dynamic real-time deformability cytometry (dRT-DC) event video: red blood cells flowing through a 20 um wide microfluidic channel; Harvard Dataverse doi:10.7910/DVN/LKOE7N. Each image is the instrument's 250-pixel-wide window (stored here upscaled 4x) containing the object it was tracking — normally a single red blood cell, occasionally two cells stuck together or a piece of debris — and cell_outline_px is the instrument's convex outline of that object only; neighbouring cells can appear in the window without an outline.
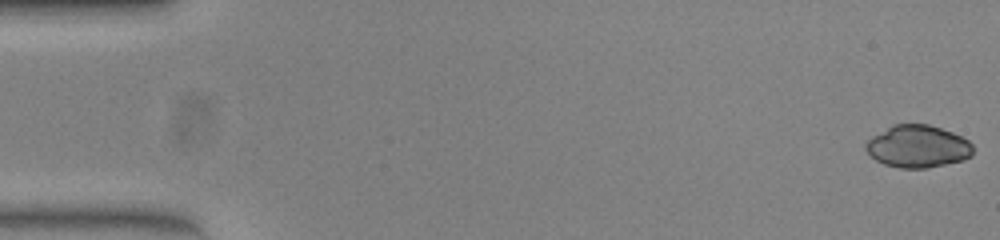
{"species": "common noctule bat (a hibernating species)", "species_latin": "Nyctalus noctula", "temperature_condition": "warm", "stored_images_in_passage": 53, "camera_frame_rate_fps": 3000, "um_per_image_px": 0.085, "animal": {"sex": "female", "body_mass_g": 23.0, "forearm_length_mm": 53.4}, "frame": {"image": 1, "passage_image": 1, "time_ms": 0.0, "image_size_px": [1000, 240], "cell_outline_px": [[972, 156], [964, 160], [928, 168], [900, 168], [884, 164], [876, 160], [864, 148], [864, 144], [872, 136], [892, 124], [928, 124], [952, 132], [968, 140], [972, 144]], "centroid_in_image_um": [78.0, 12.45], "position_along_channel_um": 7.0, "area_um2": 26.53}}
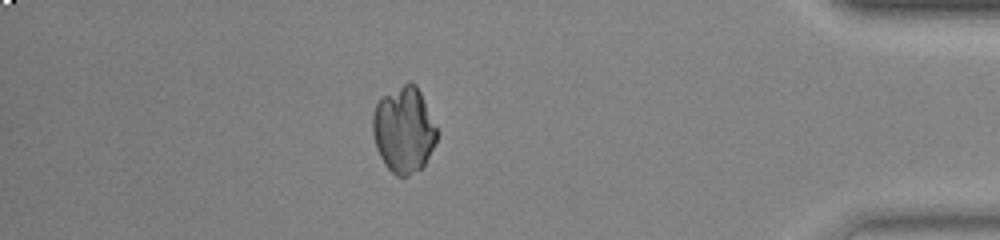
{"frame": {"image": 2, "passage_image": 46, "time_ms": 15.0, "image_size_px": [1000, 240], "cell_outline_px": [[436, 140], [424, 164], [420, 168], [408, 176], [396, 176], [384, 164], [376, 148], [372, 132], [372, 116], [376, 104], [380, 96], [408, 80], [416, 84], [420, 92], [436, 128]], "centroid_in_image_um": [34.27, 11.0], "position_along_channel_um": 400.9, "area_um2": 32.08}}
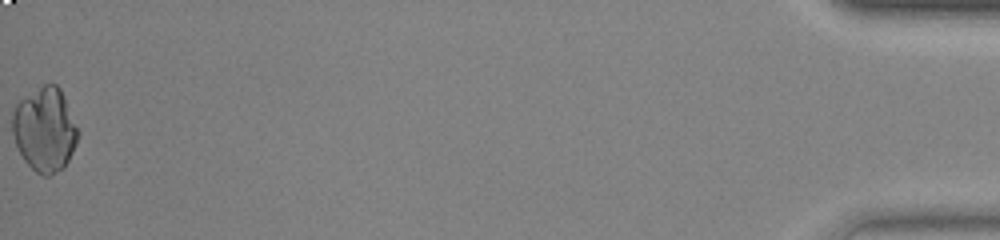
{"frame": {"image": 3, "passage_image": 53, "time_ms": 17.333, "image_size_px": [1000, 240], "cell_outline_px": [[80, 132], [76, 144], [64, 168], [48, 176], [44, 176], [36, 172], [24, 160], [16, 144], [12, 132], [12, 112], [16, 104], [20, 100], [44, 84], [56, 84], [60, 88], [64, 96]], "centroid_in_image_um": [3.82, 11.01], "position_along_channel_um": 431.4, "area_um2": 32.08}}